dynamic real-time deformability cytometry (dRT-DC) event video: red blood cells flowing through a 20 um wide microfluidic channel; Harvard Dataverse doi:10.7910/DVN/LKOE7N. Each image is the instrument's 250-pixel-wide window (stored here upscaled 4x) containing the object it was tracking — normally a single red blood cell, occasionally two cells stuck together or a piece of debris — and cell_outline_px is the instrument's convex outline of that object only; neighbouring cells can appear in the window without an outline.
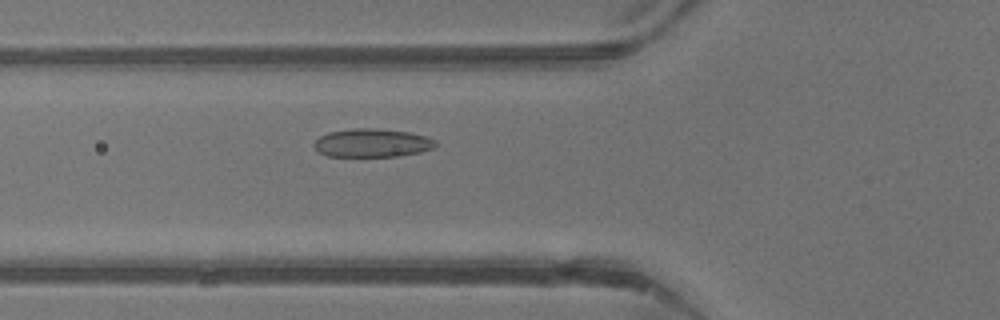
{"species": "common noctule bat (a hibernating species)", "species_latin": "Nyctalus noctula", "temperature_condition": "warm", "stored_images_in_passage": 41, "camera_frame_rate_fps": 3000, "um_per_image_px": 0.085, "animal": {"sex": "male", "body_mass_g": 13.3}, "frame": {"image": 1, "passage_image": 14, "time_ms": 4.333, "image_size_px": [1000, 320], "cell_outline_px": [[436, 144], [432, 148], [420, 152], [400, 156], [328, 156], [320, 152], [312, 144], [320, 136], [328, 132], [352, 128], [376, 128], [408, 132], [428, 136], [436, 140]], "centroid_in_image_um": [31.64, 12.14], "position_along_channel_um": 94.2, "area_um2": 20.11}}
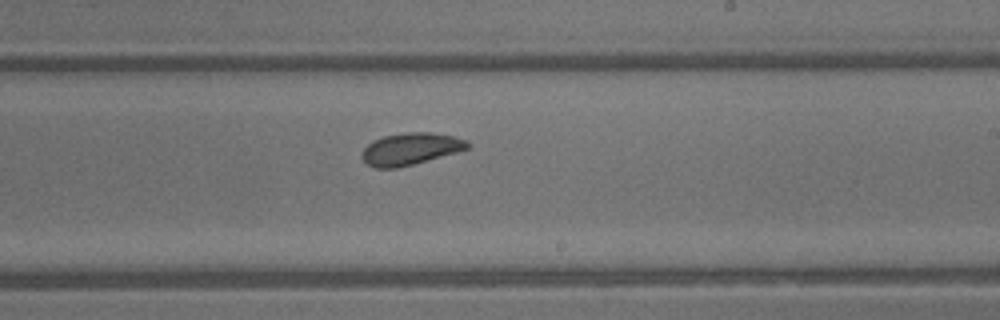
{"frame": {"image": 2, "passage_image": 24, "time_ms": 7.667, "image_size_px": [1000, 320], "cell_outline_px": [[472, 144], [468, 148], [456, 152], [412, 164], [396, 168], [372, 168], [360, 156], [364, 148], [372, 140], [384, 136], [408, 132], [432, 132], [452, 136], [464, 140]], "centroid_in_image_um": [34.85, 12.65], "position_along_channel_um": 254.1, "area_um2": 19.48}}
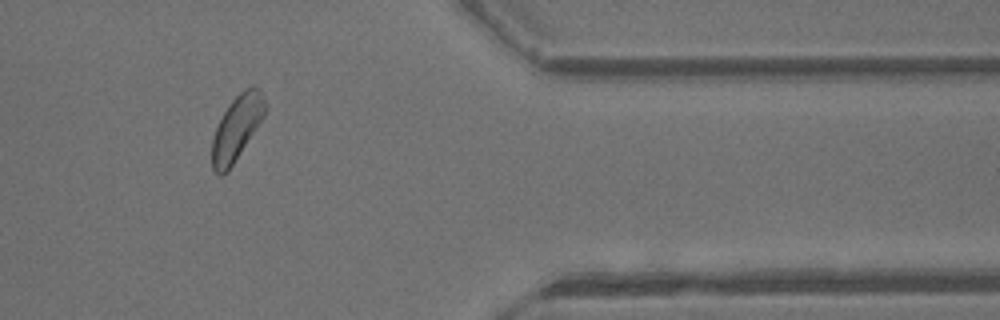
{"frame": {"image": 3, "passage_image": 34, "time_ms": 11.0, "image_size_px": [1000, 320], "cell_outline_px": [[268, 108], [264, 116], [228, 172], [220, 176], [212, 168], [212, 140], [216, 128], [228, 104], [244, 88], [252, 84], [260, 92], [268, 104]], "centroid_in_image_um": [20.14, 10.86], "position_along_channel_um": 391.3, "area_um2": 19.94}, "authors_computed_cell_mechanics": {"area_um2": 20.1722, "velocity_mm_per_s": 4.7917, "shape_relaxation_time_tau1_ms": 5.0827, "shape_relaxation_time_tau2_ms": 1.3797, "deformation_change_tau1": 0.1081, "deformation_change_tau2": 0.0757}}